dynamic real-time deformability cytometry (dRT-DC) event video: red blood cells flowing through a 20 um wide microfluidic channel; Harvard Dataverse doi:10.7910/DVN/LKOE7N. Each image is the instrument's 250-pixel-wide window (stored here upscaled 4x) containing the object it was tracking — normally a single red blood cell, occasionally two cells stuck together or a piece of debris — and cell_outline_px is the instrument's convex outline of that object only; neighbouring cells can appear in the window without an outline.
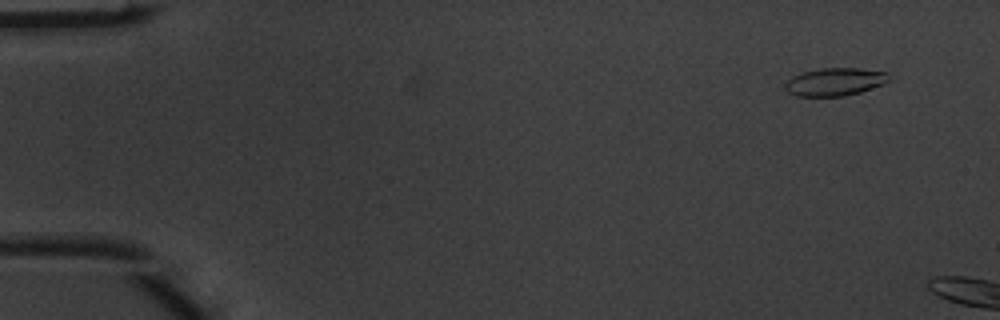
{"species": "common noctule bat (a hibernating species)", "species_latin": "Nyctalus noctula", "temperature_condition": "warm", "stored_images_in_passage": 3, "camera_frame_rate_fps": 3000, "um_per_image_px": 0.085, "animal": {"sex": "male", "body_mass_g": 20.1, "forearm_length_mm": 53.5}, "frame": {"image": 1, "passage_image": 2, "time_ms": 0.333, "image_size_px": [1000, 320], "cell_outline_px": [[888, 80], [884, 84], [860, 92], [844, 96], [796, 96], [788, 92], [784, 88], [784, 84], [792, 76], [800, 72], [820, 68], [860, 68], [888, 72]], "centroid_in_image_um": [70.94, 6.95], "position_along_channel_um": 14.1, "area_um2": 16.99}}